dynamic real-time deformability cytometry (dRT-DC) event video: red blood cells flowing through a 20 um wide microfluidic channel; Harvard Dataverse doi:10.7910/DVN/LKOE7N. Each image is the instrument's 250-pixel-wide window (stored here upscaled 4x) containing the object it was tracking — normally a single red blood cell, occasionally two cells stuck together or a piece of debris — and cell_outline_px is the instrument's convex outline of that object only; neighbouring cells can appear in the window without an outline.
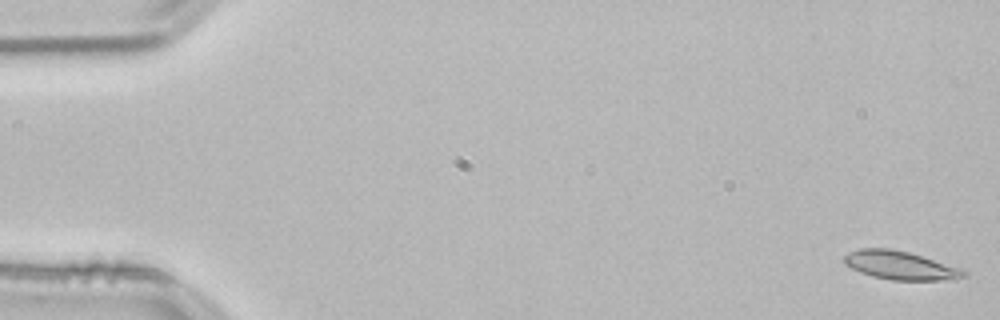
{"species": "common noctule bat (a hibernating species)", "species_latin": "Nyctalus noctula", "temperature_condition": "room temperature", "stored_images_in_passage": 53, "camera_frame_rate_fps": 3000, "um_per_image_px": 0.085, "animal": {"sex": "male", "body_mass_g": 21.5, "forearm_length_mm": 52.0}, "frame": {"image": 1, "passage_image": 1, "time_ms": 0.0, "image_size_px": [1000, 320], "cell_outline_px": [[968, 276], [956, 280], [892, 280], [872, 276], [860, 272], [844, 264], [844, 256], [848, 252], [860, 248], [892, 248], [908, 252], [964, 268], [968, 272]], "centroid_in_image_um": [76.6, 22.56], "position_along_channel_um": 8.4, "area_um2": 20.23}}
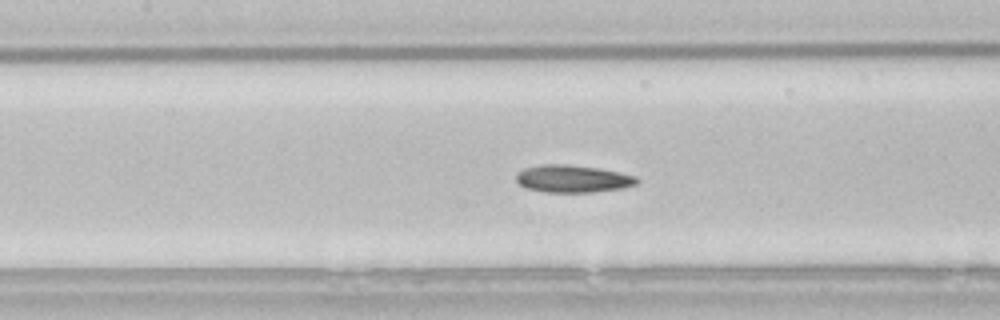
{"frame": {"image": 2, "passage_image": 24, "time_ms": 7.667, "image_size_px": [1000, 320], "cell_outline_px": [[640, 180], [636, 184], [624, 188], [592, 192], [544, 192], [528, 188], [520, 184], [516, 180], [516, 172], [524, 168], [540, 164], [568, 164], [596, 168], [636, 176]], "centroid_in_image_um": [48.66, 15.19], "position_along_channel_um": 158.7, "area_um2": 19.25}}
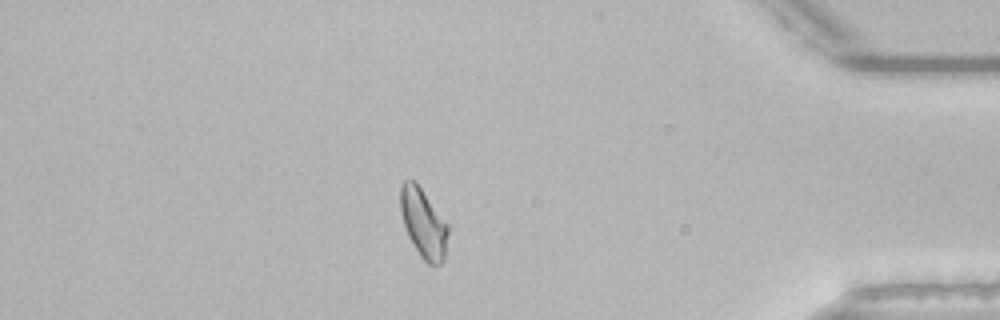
{"frame": {"image": 3, "passage_image": 46, "time_ms": 15.0, "image_size_px": [1000, 320], "cell_outline_px": [[448, 232], [444, 260], [440, 264], [428, 264], [420, 256], [408, 236], [400, 212], [400, 184], [404, 180], [416, 180], [448, 224]], "centroid_in_image_um": [35.98, 18.93], "position_along_channel_um": 399.2, "area_um2": 19.31}, "authors_computed_cell_mechanics": {"area_um2": 19.4208, "velocity_mm_per_s": 3.8104, "shape_relaxation_time_tau1_ms": 5.5443, "shape_relaxation_time_tau2_ms": 4.4772, "deformation_change_tau1": 0.1346, "deformation_change_tau2": 0.1104}}